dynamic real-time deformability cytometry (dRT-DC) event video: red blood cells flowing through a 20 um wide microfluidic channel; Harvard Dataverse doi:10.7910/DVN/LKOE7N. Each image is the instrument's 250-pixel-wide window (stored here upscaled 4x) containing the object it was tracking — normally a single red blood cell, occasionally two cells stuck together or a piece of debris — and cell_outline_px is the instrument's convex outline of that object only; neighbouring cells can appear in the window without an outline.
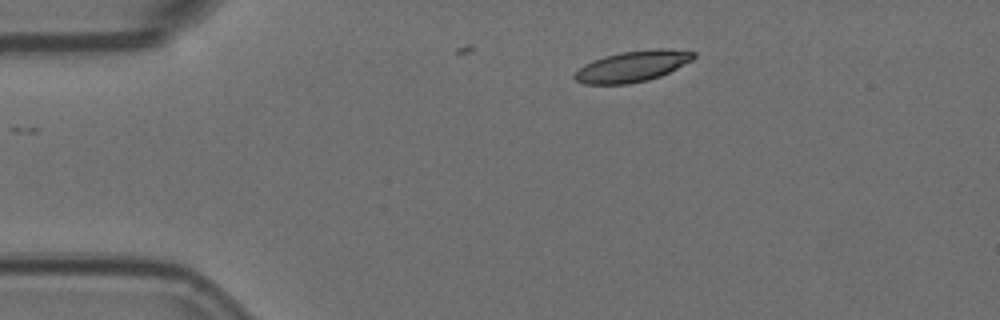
{"species": "Egyptian fruit bat (a non-hibernating species)", "species_latin": "Rousettus aegyptiacus", "temperature_condition": "room temperature", "stored_images_in_passage": 2, "camera_frame_rate_fps": 3000, "um_per_image_px": 0.085, "animal": {"sex": "female"}, "frame": {"image": 1, "passage_image": 1, "time_ms": 0.0, "image_size_px": [1000, 320], "cell_outline_px": [[696, 56], [692, 60], [660, 76], [648, 80], [628, 84], [584, 84], [576, 80], [572, 76], [584, 64], [592, 60], [604, 56], [620, 52], [656, 48], [660, 48], [696, 52]], "centroid_in_image_um": [53.74, 5.63], "position_along_channel_um": 31.3, "area_um2": 21.39}}